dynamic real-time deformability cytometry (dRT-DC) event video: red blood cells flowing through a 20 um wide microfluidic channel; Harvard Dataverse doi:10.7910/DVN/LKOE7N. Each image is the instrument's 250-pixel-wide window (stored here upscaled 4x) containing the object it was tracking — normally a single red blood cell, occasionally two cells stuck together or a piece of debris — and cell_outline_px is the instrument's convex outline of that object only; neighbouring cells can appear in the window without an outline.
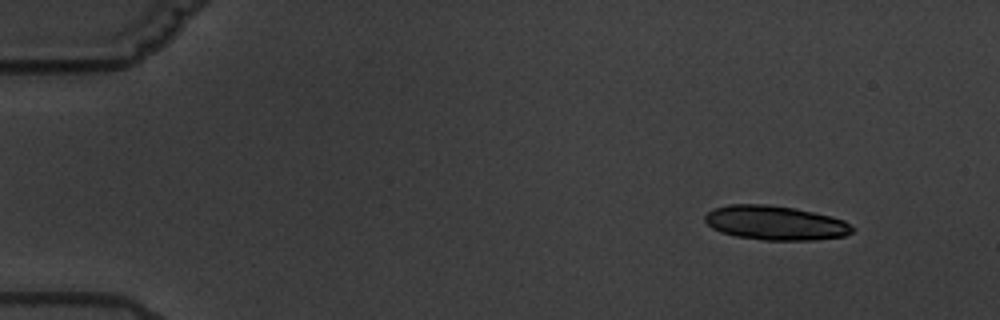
{"species": "common noctule bat (a hibernating species)", "species_latin": "Nyctalus noctula", "temperature_condition": "warm", "stored_images_in_passage": 6, "camera_frame_rate_fps": 3000, "um_per_image_px": 0.085, "animal": {"sex": "male", "body_mass_g": 19.5, "forearm_length_mm": 54.6}, "frame": {"image": 1, "passage_image": 1, "time_ms": 0.0, "image_size_px": [1000, 320], "cell_outline_px": [[856, 228], [852, 232], [844, 236], [816, 240], [764, 240], [736, 236], [720, 232], [712, 228], [704, 220], [704, 216], [712, 208], [728, 204], [764, 204], [796, 208], [832, 216], [844, 220]], "centroid_in_image_um": [65.91, 18.94], "position_along_channel_um": 19.1, "area_um2": 29.71}}